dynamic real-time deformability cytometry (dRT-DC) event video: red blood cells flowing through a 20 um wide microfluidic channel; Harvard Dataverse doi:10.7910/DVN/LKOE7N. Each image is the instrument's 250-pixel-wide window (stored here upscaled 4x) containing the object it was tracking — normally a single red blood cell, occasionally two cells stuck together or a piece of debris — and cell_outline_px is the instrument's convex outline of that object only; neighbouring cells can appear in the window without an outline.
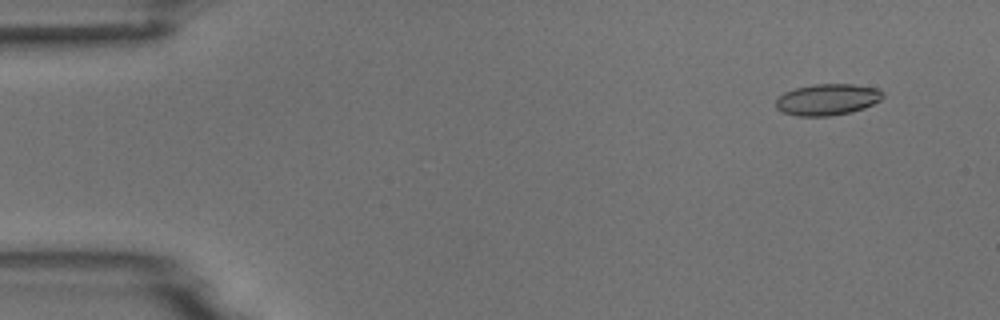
{"species": "common noctule bat (a hibernating species)", "species_latin": "Nyctalus noctula", "temperature_condition": "room temperature", "stored_images_in_passage": 6, "camera_frame_rate_fps": 3000, "um_per_image_px": 0.085, "animal": {"sex": "male", "body_mass_g": 18.8}, "frame": {"image": 1, "passage_image": 2, "time_ms": 1.333, "image_size_px": [1000, 320], "cell_outline_px": [[884, 96], [880, 100], [864, 108], [848, 112], [828, 116], [796, 116], [784, 112], [776, 108], [776, 100], [784, 92], [796, 88], [812, 84], [852, 84], [880, 88], [884, 92]], "centroid_in_image_um": [70.35, 8.45], "position_along_channel_um": 14.7, "area_um2": 19.54}}
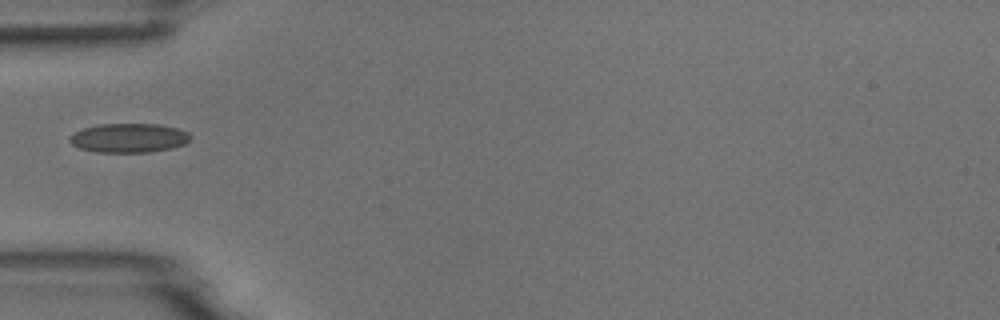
{"frame": {"image": 2, "passage_image": 5, "time_ms": 5.667, "image_size_px": [1000, 320], "cell_outline_px": [[192, 136], [184, 144], [172, 148], [148, 152], [96, 152], [80, 148], [72, 144], [68, 140], [76, 132], [84, 128], [100, 124], [156, 124], [176, 128], [188, 132]], "centroid_in_image_um": [10.97, 11.73], "position_along_channel_um": 74.0, "area_um2": 20.29}}